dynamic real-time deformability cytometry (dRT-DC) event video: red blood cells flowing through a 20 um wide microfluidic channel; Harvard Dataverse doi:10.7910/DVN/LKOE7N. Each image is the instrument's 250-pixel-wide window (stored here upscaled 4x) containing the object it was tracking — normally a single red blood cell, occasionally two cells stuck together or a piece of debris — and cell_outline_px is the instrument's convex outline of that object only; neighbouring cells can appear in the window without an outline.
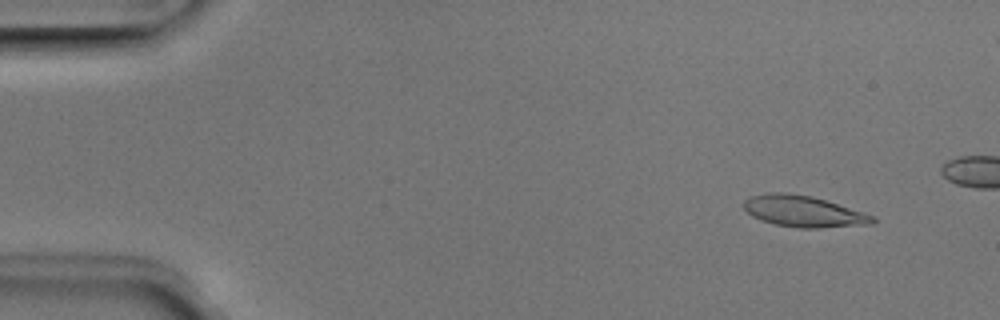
{"species": "Egyptian fruit bat (a non-hibernating species)", "species_latin": "Rousettus aegyptiacus", "temperature_condition": "room temperature", "stored_images_in_passage": 46, "camera_frame_rate_fps": 3000, "um_per_image_px": 0.085, "animal": {"sex": "male"}, "frame": {"image": 1, "passage_image": 5, "time_ms": 1.333, "image_size_px": [1000, 320], "cell_outline_px": [[876, 220], [872, 224], [820, 228], [800, 228], [776, 224], [760, 220], [752, 216], [740, 204], [744, 200], [752, 196], [772, 192], [784, 192], [808, 196], [824, 200], [876, 216]], "centroid_in_image_um": [68.28, 17.97], "position_along_channel_um": 16.7, "area_um2": 23.29}}
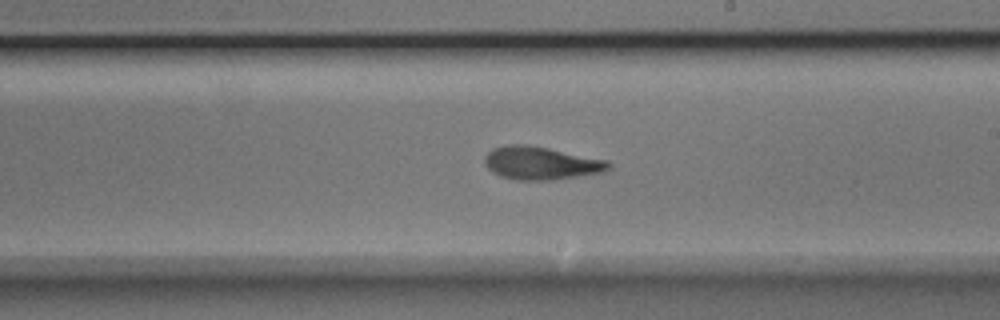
{"frame": {"image": 2, "passage_image": 30, "time_ms": 9.667, "image_size_px": [1000, 320], "cell_outline_px": [[612, 168], [604, 172], [552, 180], [516, 180], [500, 176], [492, 172], [484, 164], [484, 156], [492, 148], [508, 144], [524, 144], [548, 148], [608, 160], [612, 164]], "centroid_in_image_um": [45.98, 13.86], "position_along_channel_um": 243.0, "area_um2": 24.04}}
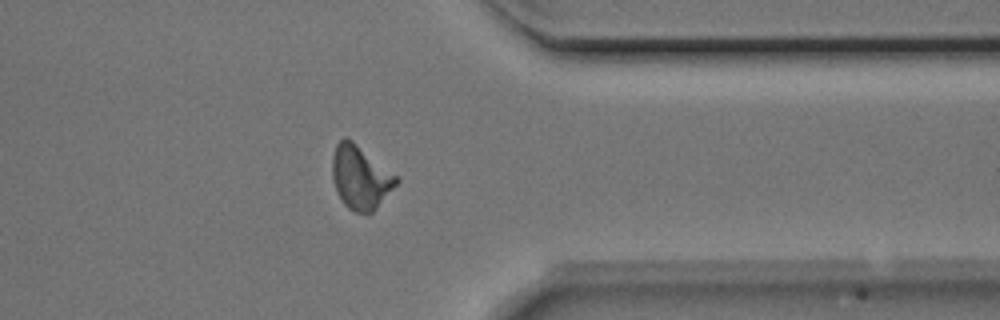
{"frame": {"image": 3, "passage_image": 41, "time_ms": 13.333, "image_size_px": [1000, 320], "cell_outline_px": [[400, 180], [376, 208], [372, 212], [352, 212], [344, 204], [336, 192], [332, 180], [332, 156], [336, 144], [344, 136], [352, 140], [396, 176]], "centroid_in_image_um": [30.59, 15.08], "position_along_channel_um": 380.8, "area_um2": 23.41}, "authors_computed_cell_mechanics": {"area_um2": 22.8888, "velocity_mm_per_s": 3.9691, "shape_relaxation_time_tau1_ms": 5.1009, "shape_relaxation_time_tau2_ms": 1.8077, "deformation_change_tau1": 0.1834, "deformation_change_tau2": 0.0922}}